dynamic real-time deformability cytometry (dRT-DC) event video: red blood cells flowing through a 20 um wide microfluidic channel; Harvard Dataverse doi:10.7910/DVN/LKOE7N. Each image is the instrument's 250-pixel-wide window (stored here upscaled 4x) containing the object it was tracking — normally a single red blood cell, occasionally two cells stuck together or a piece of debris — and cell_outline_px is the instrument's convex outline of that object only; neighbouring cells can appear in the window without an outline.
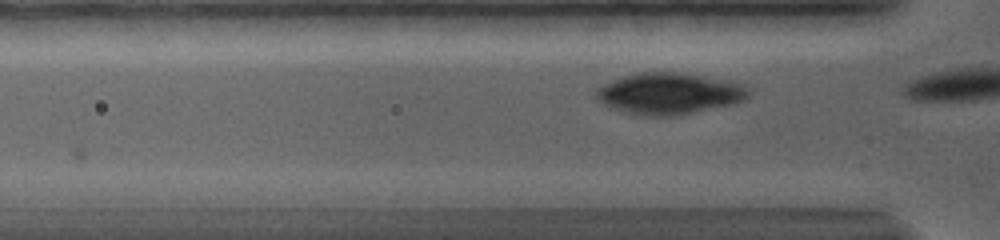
{"species": "common noctule bat (a hibernating species)", "species_latin": "Nyctalus noctula", "temperature_condition": "warm", "stored_images_in_passage": 3, "camera_frame_rate_fps": 5000, "um_per_image_px": 0.085, "animal": {"sex": "female", "body_mass_g": 19.0, "forearm_length_mm": 56.7}, "frame": {"image": 1, "passage_image": 2, "time_ms": 0.4, "image_size_px": [1000, 240], "cell_outline_px": [[744, 96], [728, 104], [680, 116], [636, 116], [620, 112], [608, 104], [600, 96], [600, 88], [612, 80], [620, 76], [636, 72], [680, 72], [728, 80], [736, 84], [744, 92]], "centroid_in_image_um": [56.78, 7.95], "position_along_channel_um": 69.0, "area_um2": 35.49}}